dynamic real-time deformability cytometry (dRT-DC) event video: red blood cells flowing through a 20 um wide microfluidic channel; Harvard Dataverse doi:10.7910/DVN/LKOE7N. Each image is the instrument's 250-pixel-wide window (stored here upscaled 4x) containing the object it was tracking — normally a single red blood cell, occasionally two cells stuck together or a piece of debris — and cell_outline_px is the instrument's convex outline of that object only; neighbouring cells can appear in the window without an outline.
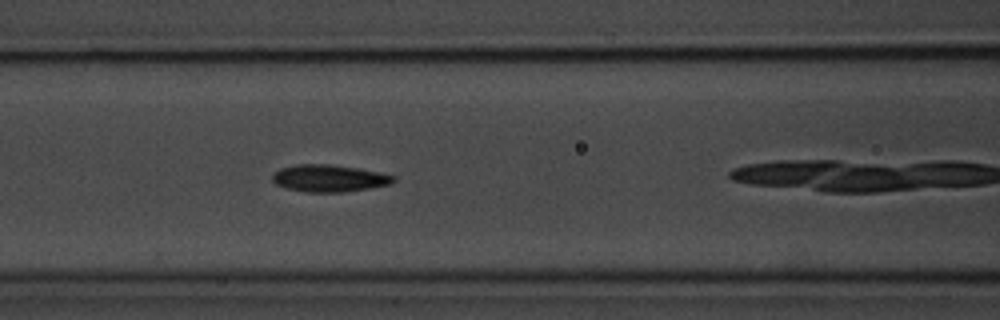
{"species": "common noctule bat (a hibernating species)", "species_latin": "Nyctalus noctula", "temperature_condition": "room temperature", "stored_images_in_passage": 6, "camera_frame_rate_fps": 3000, "um_per_image_px": 0.085, "animal": {"sex": "male", "body_mass_g": 20.1, "forearm_length_mm": 53.5}, "frame": {"image": 1, "passage_image": 6, "time_ms": 5.667, "image_size_px": [1000, 320], "cell_outline_px": [[396, 180], [392, 184], [372, 188], [344, 192], [308, 192], [288, 188], [276, 184], [272, 180], [272, 176], [280, 168], [296, 164], [328, 164], [356, 168], [380, 172], [396, 176]], "centroid_in_image_um": [28.03, 15.15], "position_along_channel_um": 138.6, "area_um2": 19.13}}